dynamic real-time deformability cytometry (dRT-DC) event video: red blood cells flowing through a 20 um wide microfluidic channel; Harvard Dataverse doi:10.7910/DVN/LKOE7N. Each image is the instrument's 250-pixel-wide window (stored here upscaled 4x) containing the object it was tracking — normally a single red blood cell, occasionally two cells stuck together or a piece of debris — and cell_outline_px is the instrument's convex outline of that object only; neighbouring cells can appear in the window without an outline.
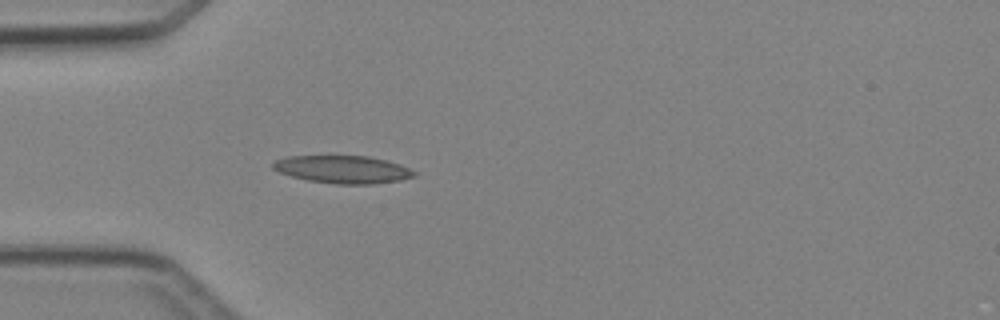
{"species": "Egyptian fruit bat (a non-hibernating species)", "species_latin": "Rousettus aegyptiacus", "temperature_condition": "cold", "stored_images_in_passage": 4, "camera_frame_rate_fps": 3000, "um_per_image_px": 0.085, "animal": {"sex": "female"}, "frame": {"image": 1, "passage_image": 4, "time_ms": 4.333, "image_size_px": [1000, 320], "cell_outline_px": [[416, 176], [400, 180], [372, 184], [336, 184], [308, 180], [292, 176], [280, 172], [272, 168], [272, 164], [276, 160], [288, 156], [368, 156], [388, 160], [400, 164], [416, 172]], "centroid_in_image_um": [29.17, 14.4], "position_along_channel_um": 55.8, "area_um2": 22.72}}